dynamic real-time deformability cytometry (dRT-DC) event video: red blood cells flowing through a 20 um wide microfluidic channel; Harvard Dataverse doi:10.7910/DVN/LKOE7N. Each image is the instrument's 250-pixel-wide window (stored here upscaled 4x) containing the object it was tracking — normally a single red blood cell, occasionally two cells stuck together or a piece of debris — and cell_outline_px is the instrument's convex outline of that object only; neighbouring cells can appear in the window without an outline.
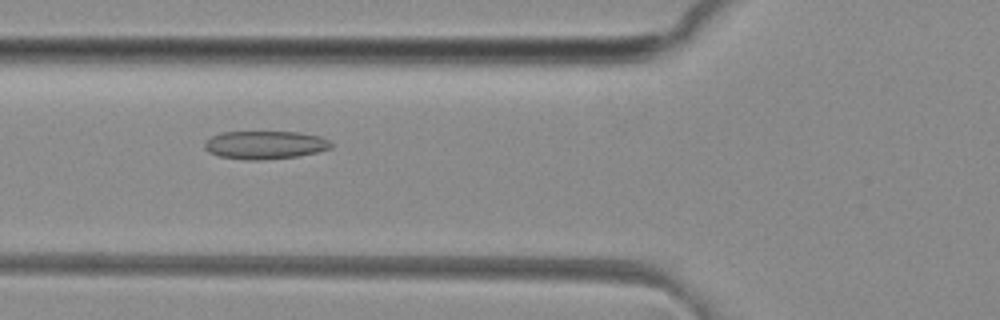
{"species": "common noctule bat (a hibernating species)", "species_latin": "Nyctalus noctula", "temperature_condition": "room temperature", "stored_images_in_passage": 28, "camera_frame_rate_fps": 3000, "um_per_image_px": 0.085, "animal": {"sex": "female", "body_mass_g": 29.2, "forearm_length_mm": 56.3}, "frame": {"image": 1, "passage_image": 4, "time_ms": 1.0, "image_size_px": [1000, 320], "cell_outline_px": [[332, 148], [300, 156], [260, 160], [244, 160], [220, 156], [208, 152], [204, 148], [204, 144], [212, 136], [220, 132], [300, 132], [320, 136], [328, 140], [332, 144]], "centroid_in_image_um": [22.53, 12.32], "position_along_channel_um": 103.3, "area_um2": 20.81}}
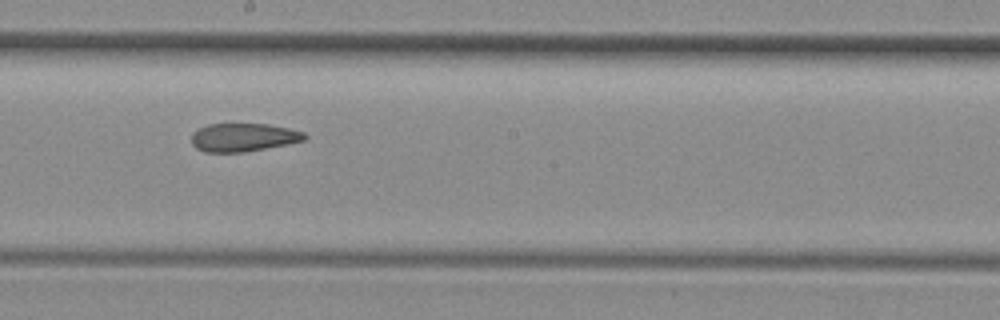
{"frame": {"image": 2, "passage_image": 13, "time_ms": 4.0, "image_size_px": [1000, 320], "cell_outline_px": [[308, 136], [304, 140], [288, 144], [244, 152], [204, 152], [196, 148], [192, 144], [192, 132], [208, 124], [268, 124], [288, 128], [304, 132]], "centroid_in_image_um": [20.68, 11.68], "position_along_channel_um": 227.5, "area_um2": 18.61}}
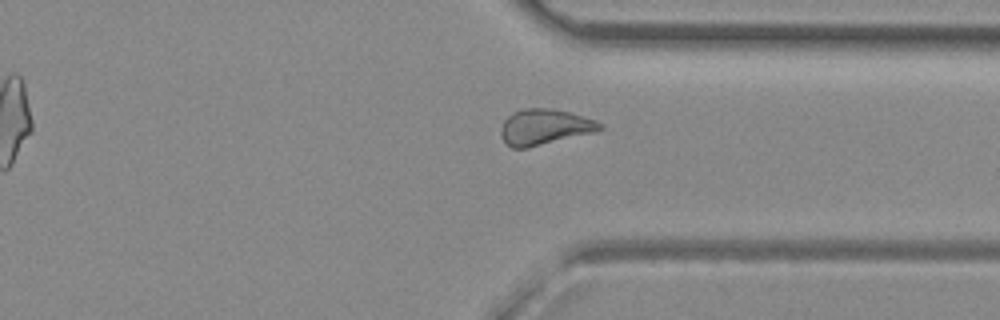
{"frame": {"image": 3, "passage_image": 23, "time_ms": 7.333, "image_size_px": [1000, 320], "cell_outline_px": [[604, 128], [596, 132], [528, 148], [512, 148], [504, 140], [500, 132], [500, 128], [504, 120], [512, 112], [524, 108], [548, 108], [568, 112], [584, 116], [596, 120]], "centroid_in_image_um": [46.29, 10.79], "position_along_channel_um": 365.1, "area_um2": 20.63}, "authors_computed_cell_mechanics": {"area_um2": 19.9699, "velocity_mm_per_s": 4.14, "shape_relaxation_time_tau1_ms": null, "shape_relaxation_time_tau2_ms": 2.9045, "deformation_change_tau1": null, "deformation_change_tau2": 0.0997}}